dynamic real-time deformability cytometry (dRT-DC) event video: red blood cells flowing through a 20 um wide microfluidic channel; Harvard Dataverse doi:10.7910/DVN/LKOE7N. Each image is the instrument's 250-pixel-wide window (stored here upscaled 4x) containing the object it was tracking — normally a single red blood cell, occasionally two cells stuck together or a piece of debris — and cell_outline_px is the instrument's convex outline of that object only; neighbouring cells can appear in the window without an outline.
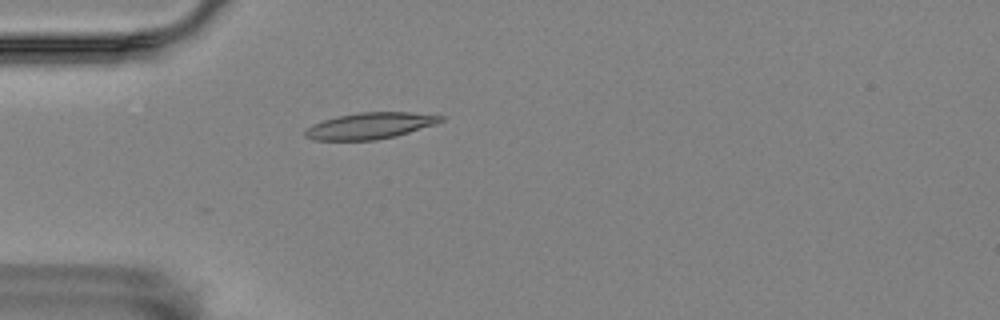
{"species": "Egyptian fruit bat (a non-hibernating species)", "species_latin": "Rousettus aegyptiacus", "temperature_condition": "room temperature", "stored_images_in_passage": 1, "camera_frame_rate_fps": 3000, "um_per_image_px": 0.085, "animal": {"sex": "female"}, "frame": {"image": 1, "passage_image": 1, "time_ms": 0.0, "image_size_px": [1000, 320], "cell_outline_px": [[444, 120], [436, 124], [396, 136], [376, 140], [312, 140], [304, 136], [304, 132], [312, 124], [324, 120], [356, 112], [412, 112], [444, 116]], "centroid_in_image_um": [31.47, 10.69], "position_along_channel_um": 53.5, "area_um2": 20.81}}